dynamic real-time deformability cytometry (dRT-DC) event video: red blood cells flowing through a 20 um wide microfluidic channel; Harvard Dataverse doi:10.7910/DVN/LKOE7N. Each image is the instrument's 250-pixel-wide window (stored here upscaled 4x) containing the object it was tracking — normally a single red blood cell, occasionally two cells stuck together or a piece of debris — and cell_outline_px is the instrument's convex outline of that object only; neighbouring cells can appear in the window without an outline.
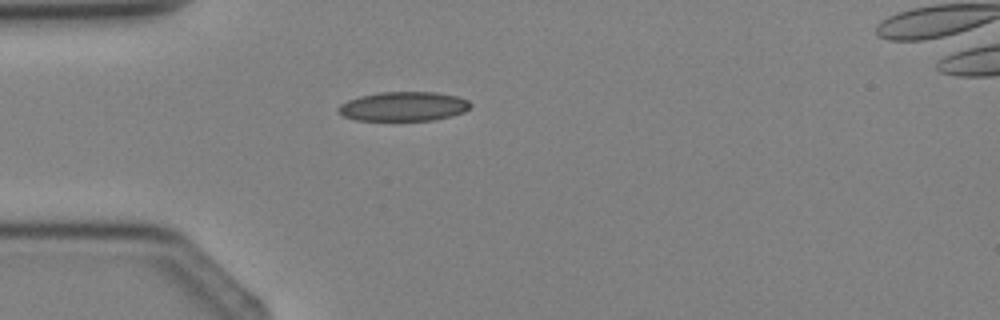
{"species": "Egyptian fruit bat (a non-hibernating species)", "species_latin": "Rousettus aegyptiacus", "temperature_condition": "cold", "stored_images_in_passage": 1, "camera_frame_rate_fps": 3000, "um_per_image_px": 0.085, "animal": {"sex": "female"}, "frame": {"image": 1, "passage_image": 1, "time_ms": 0.0, "image_size_px": [1000, 320], "cell_outline_px": [[472, 104], [464, 112], [432, 120], [356, 120], [344, 116], [336, 112], [336, 108], [340, 104], [348, 100], [360, 96], [380, 92], [436, 92], [456, 96], [468, 100]], "centroid_in_image_um": [34.26, 9.04], "position_along_channel_um": 50.7, "area_um2": 22.48}}